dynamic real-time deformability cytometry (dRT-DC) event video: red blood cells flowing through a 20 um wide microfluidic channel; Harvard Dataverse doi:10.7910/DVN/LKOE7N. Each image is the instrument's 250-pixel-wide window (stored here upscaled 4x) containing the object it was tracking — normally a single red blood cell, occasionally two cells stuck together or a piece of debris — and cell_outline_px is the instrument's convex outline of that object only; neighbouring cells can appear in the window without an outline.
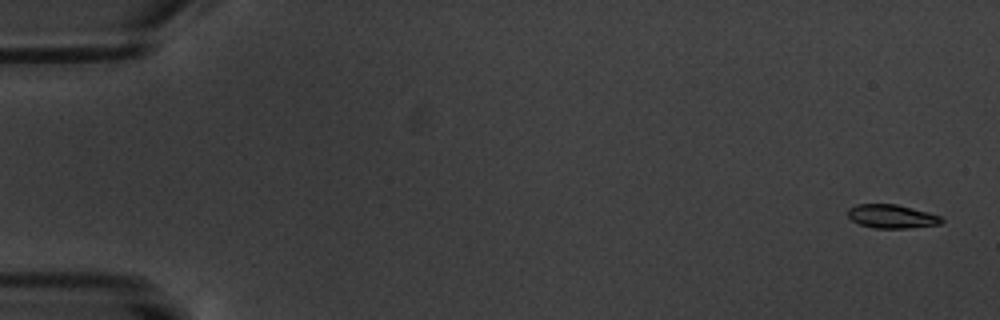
{"species": "common noctule bat (a hibernating species)", "species_latin": "Nyctalus noctula", "temperature_condition": "warm", "stored_images_in_passage": 7, "camera_frame_rate_fps": 3000, "um_per_image_px": 0.085, "animal": {"sex": "male", "body_mass_g": 20.1, "forearm_length_mm": 53.5}, "frame": {"image": 1, "passage_image": 1, "time_ms": 0.0, "image_size_px": [1000, 320], "cell_outline_px": [[944, 220], [940, 224], [908, 228], [872, 228], [860, 224], [852, 220], [848, 216], [848, 208], [856, 204], [896, 204], [928, 212], [940, 216]], "centroid_in_image_um": [75.78, 18.39], "position_along_channel_um": 9.2, "area_um2": 12.89}}
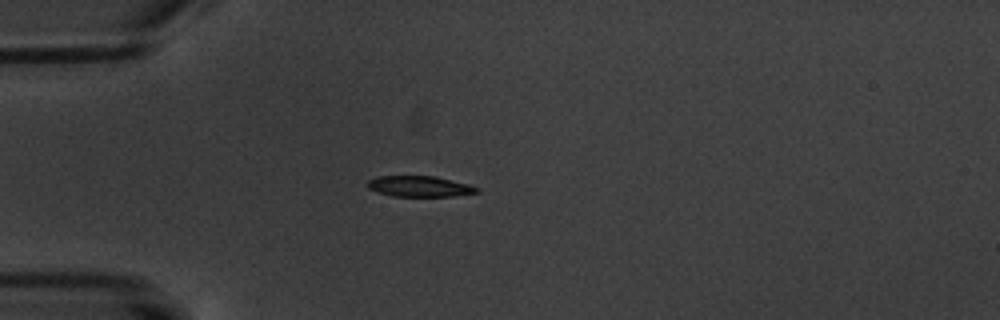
{"frame": {"image": 2, "passage_image": 5, "time_ms": 5.0, "image_size_px": [1000, 320], "cell_outline_px": [[480, 192], [452, 196], [392, 196], [368, 188], [368, 180], [376, 176], [436, 176], [468, 184], [480, 188]], "centroid_in_image_um": [35.69, 15.83], "position_along_channel_um": 49.3, "area_um2": 13.18}}